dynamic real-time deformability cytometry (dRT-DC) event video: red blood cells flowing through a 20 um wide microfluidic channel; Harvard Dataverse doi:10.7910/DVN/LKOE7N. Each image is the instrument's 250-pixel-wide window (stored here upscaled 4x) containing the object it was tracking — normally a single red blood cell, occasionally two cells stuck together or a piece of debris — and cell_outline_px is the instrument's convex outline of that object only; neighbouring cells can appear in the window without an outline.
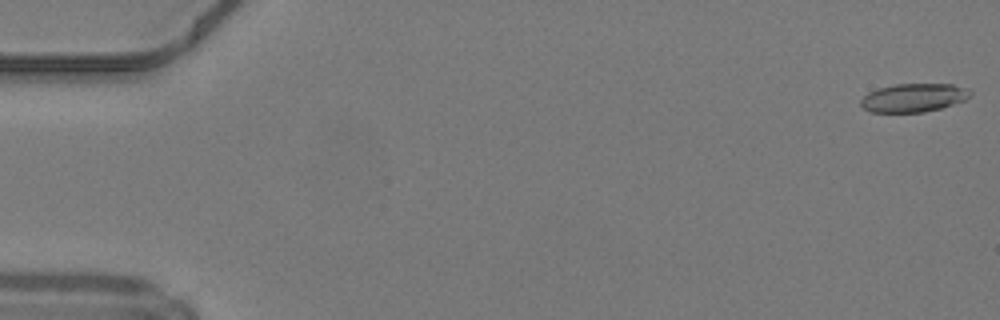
{"species": "common noctule bat (a hibernating species)", "species_latin": "Nyctalus noctula", "temperature_condition": "warm", "stored_images_in_passage": 50, "camera_frame_rate_fps": 3000, "um_per_image_px": 0.085, "animal": {"sex": "male", "body_mass_g": 19.2, "forearm_length_mm": 51.8}, "frame": {"image": 1, "passage_image": 1, "time_ms": 0.0, "image_size_px": [1000, 320], "cell_outline_px": [[972, 92], [964, 100], [940, 108], [924, 112], [872, 112], [864, 108], [860, 104], [860, 100], [868, 92], [876, 88], [896, 84], [952, 84], [968, 88]], "centroid_in_image_um": [77.63, 8.3], "position_along_channel_um": 7.4, "area_um2": 18.09}}
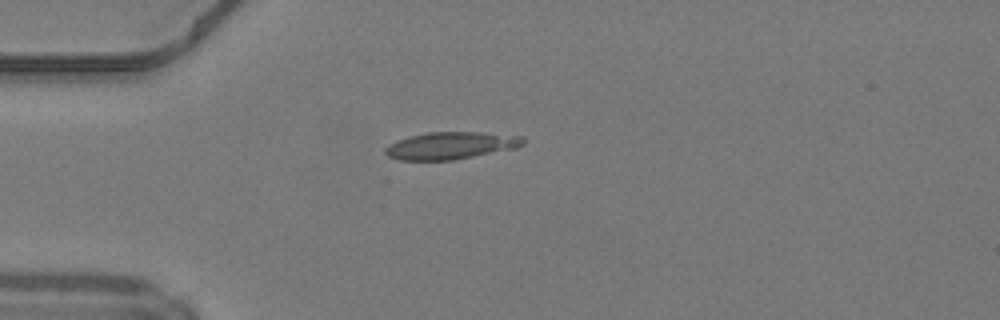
{"frame": {"image": 2, "passage_image": 14, "time_ms": 4.333, "image_size_px": [1000, 320], "cell_outline_px": [[524, 144], [516, 148], [452, 160], [400, 160], [388, 156], [384, 152], [384, 148], [388, 144], [396, 140], [408, 136], [428, 132], [480, 132], [524, 136]], "centroid_in_image_um": [38.29, 12.36], "position_along_channel_um": 46.7, "area_um2": 21.96}}
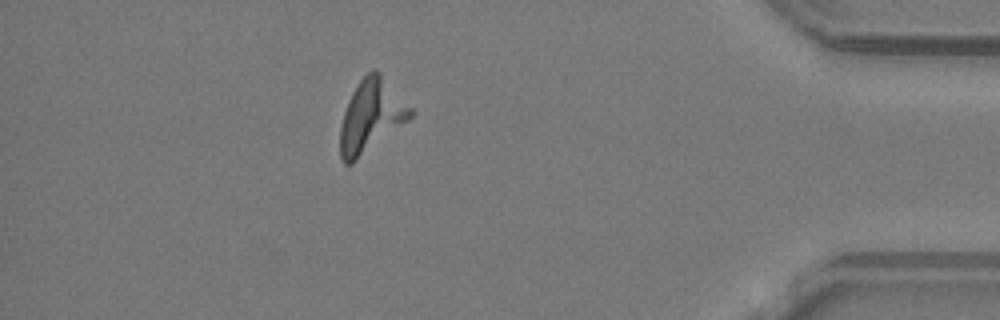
{"frame": {"image": 3, "passage_image": 44, "time_ms": 14.333, "image_size_px": [1000, 320], "cell_outline_px": [[412, 116], [408, 120], [352, 164], [344, 164], [340, 156], [340, 128], [344, 112], [348, 100], [352, 92], [360, 80], [372, 68], [376, 68], [380, 72], [412, 108]], "centroid_in_image_um": [31.52, 9.85], "position_along_channel_um": 403.7, "area_um2": 29.48}}